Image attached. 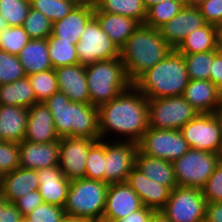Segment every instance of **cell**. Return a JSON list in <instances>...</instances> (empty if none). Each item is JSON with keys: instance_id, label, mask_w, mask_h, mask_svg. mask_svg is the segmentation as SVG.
Here are the masks:
<instances>
[{"instance_id": "1", "label": "cell", "mask_w": 222, "mask_h": 222, "mask_svg": "<svg viewBox=\"0 0 222 222\" xmlns=\"http://www.w3.org/2000/svg\"><path fill=\"white\" fill-rule=\"evenodd\" d=\"M98 119L100 139L138 143L148 128V98L131 84L98 108Z\"/></svg>"}, {"instance_id": "2", "label": "cell", "mask_w": 222, "mask_h": 222, "mask_svg": "<svg viewBox=\"0 0 222 222\" xmlns=\"http://www.w3.org/2000/svg\"><path fill=\"white\" fill-rule=\"evenodd\" d=\"M173 48L159 29L140 25L120 49L128 80L133 84L142 74L163 60Z\"/></svg>"}, {"instance_id": "3", "label": "cell", "mask_w": 222, "mask_h": 222, "mask_svg": "<svg viewBox=\"0 0 222 222\" xmlns=\"http://www.w3.org/2000/svg\"><path fill=\"white\" fill-rule=\"evenodd\" d=\"M44 103L53 116L54 127L59 138L100 139L97 107L90 103L72 102L61 91L55 92Z\"/></svg>"}, {"instance_id": "4", "label": "cell", "mask_w": 222, "mask_h": 222, "mask_svg": "<svg viewBox=\"0 0 222 222\" xmlns=\"http://www.w3.org/2000/svg\"><path fill=\"white\" fill-rule=\"evenodd\" d=\"M189 76L183 55L176 49L142 74L133 85L148 99L182 96Z\"/></svg>"}, {"instance_id": "5", "label": "cell", "mask_w": 222, "mask_h": 222, "mask_svg": "<svg viewBox=\"0 0 222 222\" xmlns=\"http://www.w3.org/2000/svg\"><path fill=\"white\" fill-rule=\"evenodd\" d=\"M90 104L99 108L109 103L132 83L128 80L120 57L85 66Z\"/></svg>"}, {"instance_id": "6", "label": "cell", "mask_w": 222, "mask_h": 222, "mask_svg": "<svg viewBox=\"0 0 222 222\" xmlns=\"http://www.w3.org/2000/svg\"><path fill=\"white\" fill-rule=\"evenodd\" d=\"M108 186L106 182L85 177L70 181L65 214L102 222Z\"/></svg>"}, {"instance_id": "7", "label": "cell", "mask_w": 222, "mask_h": 222, "mask_svg": "<svg viewBox=\"0 0 222 222\" xmlns=\"http://www.w3.org/2000/svg\"><path fill=\"white\" fill-rule=\"evenodd\" d=\"M199 112L182 96L148 99V127L180 130Z\"/></svg>"}, {"instance_id": "8", "label": "cell", "mask_w": 222, "mask_h": 222, "mask_svg": "<svg viewBox=\"0 0 222 222\" xmlns=\"http://www.w3.org/2000/svg\"><path fill=\"white\" fill-rule=\"evenodd\" d=\"M219 162V153L190 148L173 162L177 185L202 189Z\"/></svg>"}, {"instance_id": "9", "label": "cell", "mask_w": 222, "mask_h": 222, "mask_svg": "<svg viewBox=\"0 0 222 222\" xmlns=\"http://www.w3.org/2000/svg\"><path fill=\"white\" fill-rule=\"evenodd\" d=\"M206 203L202 189L177 186L160 212L172 222H204Z\"/></svg>"}, {"instance_id": "10", "label": "cell", "mask_w": 222, "mask_h": 222, "mask_svg": "<svg viewBox=\"0 0 222 222\" xmlns=\"http://www.w3.org/2000/svg\"><path fill=\"white\" fill-rule=\"evenodd\" d=\"M76 51L80 64L84 66L97 61L120 57V49L102 30L95 17L86 25L79 42L76 44Z\"/></svg>"}, {"instance_id": "11", "label": "cell", "mask_w": 222, "mask_h": 222, "mask_svg": "<svg viewBox=\"0 0 222 222\" xmlns=\"http://www.w3.org/2000/svg\"><path fill=\"white\" fill-rule=\"evenodd\" d=\"M138 149L147 156L174 162L190 147L180 130L148 127L138 142Z\"/></svg>"}, {"instance_id": "12", "label": "cell", "mask_w": 222, "mask_h": 222, "mask_svg": "<svg viewBox=\"0 0 222 222\" xmlns=\"http://www.w3.org/2000/svg\"><path fill=\"white\" fill-rule=\"evenodd\" d=\"M180 131L190 148L219 153L222 145V127L215 113H199Z\"/></svg>"}, {"instance_id": "13", "label": "cell", "mask_w": 222, "mask_h": 222, "mask_svg": "<svg viewBox=\"0 0 222 222\" xmlns=\"http://www.w3.org/2000/svg\"><path fill=\"white\" fill-rule=\"evenodd\" d=\"M138 143L134 141L105 140L104 182L124 183L136 166Z\"/></svg>"}, {"instance_id": "14", "label": "cell", "mask_w": 222, "mask_h": 222, "mask_svg": "<svg viewBox=\"0 0 222 222\" xmlns=\"http://www.w3.org/2000/svg\"><path fill=\"white\" fill-rule=\"evenodd\" d=\"M95 141L86 137L60 138L59 168L68 180L85 177L88 151Z\"/></svg>"}, {"instance_id": "15", "label": "cell", "mask_w": 222, "mask_h": 222, "mask_svg": "<svg viewBox=\"0 0 222 222\" xmlns=\"http://www.w3.org/2000/svg\"><path fill=\"white\" fill-rule=\"evenodd\" d=\"M205 24L206 21L198 6L193 1H188L181 11L159 30L165 41L176 49L188 34Z\"/></svg>"}, {"instance_id": "16", "label": "cell", "mask_w": 222, "mask_h": 222, "mask_svg": "<svg viewBox=\"0 0 222 222\" xmlns=\"http://www.w3.org/2000/svg\"><path fill=\"white\" fill-rule=\"evenodd\" d=\"M142 207L140 198L126 182L109 184L102 222H116Z\"/></svg>"}, {"instance_id": "17", "label": "cell", "mask_w": 222, "mask_h": 222, "mask_svg": "<svg viewBox=\"0 0 222 222\" xmlns=\"http://www.w3.org/2000/svg\"><path fill=\"white\" fill-rule=\"evenodd\" d=\"M94 17L93 1H80L71 12L61 20L53 22L52 36L60 41H72L77 44L88 22Z\"/></svg>"}, {"instance_id": "18", "label": "cell", "mask_w": 222, "mask_h": 222, "mask_svg": "<svg viewBox=\"0 0 222 222\" xmlns=\"http://www.w3.org/2000/svg\"><path fill=\"white\" fill-rule=\"evenodd\" d=\"M60 139L48 143L29 142L19 143V167L40 170L47 167L59 166Z\"/></svg>"}, {"instance_id": "19", "label": "cell", "mask_w": 222, "mask_h": 222, "mask_svg": "<svg viewBox=\"0 0 222 222\" xmlns=\"http://www.w3.org/2000/svg\"><path fill=\"white\" fill-rule=\"evenodd\" d=\"M53 116L44 102H36L28 108V119L24 140L48 143L59 140Z\"/></svg>"}, {"instance_id": "20", "label": "cell", "mask_w": 222, "mask_h": 222, "mask_svg": "<svg viewBox=\"0 0 222 222\" xmlns=\"http://www.w3.org/2000/svg\"><path fill=\"white\" fill-rule=\"evenodd\" d=\"M126 183L138 195L143 206L155 211H160L165 206L171 192L168 187L148 179L136 166L128 175Z\"/></svg>"}, {"instance_id": "21", "label": "cell", "mask_w": 222, "mask_h": 222, "mask_svg": "<svg viewBox=\"0 0 222 222\" xmlns=\"http://www.w3.org/2000/svg\"><path fill=\"white\" fill-rule=\"evenodd\" d=\"M59 91L76 103H90L85 66L79 64L55 68Z\"/></svg>"}, {"instance_id": "22", "label": "cell", "mask_w": 222, "mask_h": 222, "mask_svg": "<svg viewBox=\"0 0 222 222\" xmlns=\"http://www.w3.org/2000/svg\"><path fill=\"white\" fill-rule=\"evenodd\" d=\"M39 178L38 191L44 203L64 208L70 187L68 180L59 166L47 167L37 171Z\"/></svg>"}, {"instance_id": "23", "label": "cell", "mask_w": 222, "mask_h": 222, "mask_svg": "<svg viewBox=\"0 0 222 222\" xmlns=\"http://www.w3.org/2000/svg\"><path fill=\"white\" fill-rule=\"evenodd\" d=\"M37 171L18 167L0 177V192L9 203H14L26 194L38 190Z\"/></svg>"}, {"instance_id": "24", "label": "cell", "mask_w": 222, "mask_h": 222, "mask_svg": "<svg viewBox=\"0 0 222 222\" xmlns=\"http://www.w3.org/2000/svg\"><path fill=\"white\" fill-rule=\"evenodd\" d=\"M182 97L199 113H215L222 94L210 80H189Z\"/></svg>"}, {"instance_id": "25", "label": "cell", "mask_w": 222, "mask_h": 222, "mask_svg": "<svg viewBox=\"0 0 222 222\" xmlns=\"http://www.w3.org/2000/svg\"><path fill=\"white\" fill-rule=\"evenodd\" d=\"M28 108L0 105V141L19 144L24 140Z\"/></svg>"}, {"instance_id": "26", "label": "cell", "mask_w": 222, "mask_h": 222, "mask_svg": "<svg viewBox=\"0 0 222 222\" xmlns=\"http://www.w3.org/2000/svg\"><path fill=\"white\" fill-rule=\"evenodd\" d=\"M136 167L151 181L168 187L171 191L177 187L173 162L136 153Z\"/></svg>"}, {"instance_id": "27", "label": "cell", "mask_w": 222, "mask_h": 222, "mask_svg": "<svg viewBox=\"0 0 222 222\" xmlns=\"http://www.w3.org/2000/svg\"><path fill=\"white\" fill-rule=\"evenodd\" d=\"M94 17L100 23L102 30L107 33L111 41L119 49H121L126 40L141 25L138 21L123 15L94 12Z\"/></svg>"}, {"instance_id": "28", "label": "cell", "mask_w": 222, "mask_h": 222, "mask_svg": "<svg viewBox=\"0 0 222 222\" xmlns=\"http://www.w3.org/2000/svg\"><path fill=\"white\" fill-rule=\"evenodd\" d=\"M26 76L53 69L47 39H30L18 55Z\"/></svg>"}, {"instance_id": "29", "label": "cell", "mask_w": 222, "mask_h": 222, "mask_svg": "<svg viewBox=\"0 0 222 222\" xmlns=\"http://www.w3.org/2000/svg\"><path fill=\"white\" fill-rule=\"evenodd\" d=\"M217 48V26L205 24L188 34L176 50L184 54L204 53Z\"/></svg>"}, {"instance_id": "30", "label": "cell", "mask_w": 222, "mask_h": 222, "mask_svg": "<svg viewBox=\"0 0 222 222\" xmlns=\"http://www.w3.org/2000/svg\"><path fill=\"white\" fill-rule=\"evenodd\" d=\"M94 12L123 15L144 25L147 8L143 0H93Z\"/></svg>"}, {"instance_id": "31", "label": "cell", "mask_w": 222, "mask_h": 222, "mask_svg": "<svg viewBox=\"0 0 222 222\" xmlns=\"http://www.w3.org/2000/svg\"><path fill=\"white\" fill-rule=\"evenodd\" d=\"M35 94L28 77L0 85V105L29 108L36 103Z\"/></svg>"}, {"instance_id": "32", "label": "cell", "mask_w": 222, "mask_h": 222, "mask_svg": "<svg viewBox=\"0 0 222 222\" xmlns=\"http://www.w3.org/2000/svg\"><path fill=\"white\" fill-rule=\"evenodd\" d=\"M48 53L53 69L79 64L76 44L72 41H60L59 38L50 35L47 38Z\"/></svg>"}, {"instance_id": "33", "label": "cell", "mask_w": 222, "mask_h": 222, "mask_svg": "<svg viewBox=\"0 0 222 222\" xmlns=\"http://www.w3.org/2000/svg\"><path fill=\"white\" fill-rule=\"evenodd\" d=\"M188 0H167L154 4L147 9L145 26L160 29L171 18L175 17Z\"/></svg>"}, {"instance_id": "34", "label": "cell", "mask_w": 222, "mask_h": 222, "mask_svg": "<svg viewBox=\"0 0 222 222\" xmlns=\"http://www.w3.org/2000/svg\"><path fill=\"white\" fill-rule=\"evenodd\" d=\"M218 51H208L204 53L184 54L186 69L189 79L209 80L213 57Z\"/></svg>"}, {"instance_id": "35", "label": "cell", "mask_w": 222, "mask_h": 222, "mask_svg": "<svg viewBox=\"0 0 222 222\" xmlns=\"http://www.w3.org/2000/svg\"><path fill=\"white\" fill-rule=\"evenodd\" d=\"M80 1L82 0H30V6L53 23L66 17Z\"/></svg>"}, {"instance_id": "36", "label": "cell", "mask_w": 222, "mask_h": 222, "mask_svg": "<svg viewBox=\"0 0 222 222\" xmlns=\"http://www.w3.org/2000/svg\"><path fill=\"white\" fill-rule=\"evenodd\" d=\"M33 88L37 102H44L59 91L54 69L41 71L27 76Z\"/></svg>"}, {"instance_id": "37", "label": "cell", "mask_w": 222, "mask_h": 222, "mask_svg": "<svg viewBox=\"0 0 222 222\" xmlns=\"http://www.w3.org/2000/svg\"><path fill=\"white\" fill-rule=\"evenodd\" d=\"M105 140H96L88 151L85 178L104 182Z\"/></svg>"}, {"instance_id": "38", "label": "cell", "mask_w": 222, "mask_h": 222, "mask_svg": "<svg viewBox=\"0 0 222 222\" xmlns=\"http://www.w3.org/2000/svg\"><path fill=\"white\" fill-rule=\"evenodd\" d=\"M29 41L23 26H8L0 33V50L18 56Z\"/></svg>"}, {"instance_id": "39", "label": "cell", "mask_w": 222, "mask_h": 222, "mask_svg": "<svg viewBox=\"0 0 222 222\" xmlns=\"http://www.w3.org/2000/svg\"><path fill=\"white\" fill-rule=\"evenodd\" d=\"M52 21L41 12L30 8L23 28L30 39H47L52 33Z\"/></svg>"}, {"instance_id": "40", "label": "cell", "mask_w": 222, "mask_h": 222, "mask_svg": "<svg viewBox=\"0 0 222 222\" xmlns=\"http://www.w3.org/2000/svg\"><path fill=\"white\" fill-rule=\"evenodd\" d=\"M30 8V0H0V14L8 26H23Z\"/></svg>"}, {"instance_id": "41", "label": "cell", "mask_w": 222, "mask_h": 222, "mask_svg": "<svg viewBox=\"0 0 222 222\" xmlns=\"http://www.w3.org/2000/svg\"><path fill=\"white\" fill-rule=\"evenodd\" d=\"M26 77L24 68L16 55L0 50V85Z\"/></svg>"}, {"instance_id": "42", "label": "cell", "mask_w": 222, "mask_h": 222, "mask_svg": "<svg viewBox=\"0 0 222 222\" xmlns=\"http://www.w3.org/2000/svg\"><path fill=\"white\" fill-rule=\"evenodd\" d=\"M19 164V144L0 141V177L18 168Z\"/></svg>"}, {"instance_id": "43", "label": "cell", "mask_w": 222, "mask_h": 222, "mask_svg": "<svg viewBox=\"0 0 222 222\" xmlns=\"http://www.w3.org/2000/svg\"><path fill=\"white\" fill-rule=\"evenodd\" d=\"M65 215L64 208L43 203L36 207L27 218L31 222H61Z\"/></svg>"}, {"instance_id": "44", "label": "cell", "mask_w": 222, "mask_h": 222, "mask_svg": "<svg viewBox=\"0 0 222 222\" xmlns=\"http://www.w3.org/2000/svg\"><path fill=\"white\" fill-rule=\"evenodd\" d=\"M206 202H222V161H220L212 175L202 188Z\"/></svg>"}, {"instance_id": "45", "label": "cell", "mask_w": 222, "mask_h": 222, "mask_svg": "<svg viewBox=\"0 0 222 222\" xmlns=\"http://www.w3.org/2000/svg\"><path fill=\"white\" fill-rule=\"evenodd\" d=\"M207 24L222 25V0H195Z\"/></svg>"}, {"instance_id": "46", "label": "cell", "mask_w": 222, "mask_h": 222, "mask_svg": "<svg viewBox=\"0 0 222 222\" xmlns=\"http://www.w3.org/2000/svg\"><path fill=\"white\" fill-rule=\"evenodd\" d=\"M43 198L38 190L32 191L16 200L13 204L21 213L22 217H27L36 207L43 204Z\"/></svg>"}, {"instance_id": "47", "label": "cell", "mask_w": 222, "mask_h": 222, "mask_svg": "<svg viewBox=\"0 0 222 222\" xmlns=\"http://www.w3.org/2000/svg\"><path fill=\"white\" fill-rule=\"evenodd\" d=\"M209 80L222 94V52H217L213 57Z\"/></svg>"}, {"instance_id": "48", "label": "cell", "mask_w": 222, "mask_h": 222, "mask_svg": "<svg viewBox=\"0 0 222 222\" xmlns=\"http://www.w3.org/2000/svg\"><path fill=\"white\" fill-rule=\"evenodd\" d=\"M154 212L155 210L149 207L143 206L138 211L130 213L126 217L120 220H117L116 222H149Z\"/></svg>"}, {"instance_id": "49", "label": "cell", "mask_w": 222, "mask_h": 222, "mask_svg": "<svg viewBox=\"0 0 222 222\" xmlns=\"http://www.w3.org/2000/svg\"><path fill=\"white\" fill-rule=\"evenodd\" d=\"M204 222H222V202L206 203Z\"/></svg>"}, {"instance_id": "50", "label": "cell", "mask_w": 222, "mask_h": 222, "mask_svg": "<svg viewBox=\"0 0 222 222\" xmlns=\"http://www.w3.org/2000/svg\"><path fill=\"white\" fill-rule=\"evenodd\" d=\"M21 219L22 215L13 203H9L1 211L0 222H19Z\"/></svg>"}, {"instance_id": "51", "label": "cell", "mask_w": 222, "mask_h": 222, "mask_svg": "<svg viewBox=\"0 0 222 222\" xmlns=\"http://www.w3.org/2000/svg\"><path fill=\"white\" fill-rule=\"evenodd\" d=\"M61 222H93L89 218L65 215Z\"/></svg>"}, {"instance_id": "52", "label": "cell", "mask_w": 222, "mask_h": 222, "mask_svg": "<svg viewBox=\"0 0 222 222\" xmlns=\"http://www.w3.org/2000/svg\"><path fill=\"white\" fill-rule=\"evenodd\" d=\"M149 222H172L162 212L155 211Z\"/></svg>"}, {"instance_id": "53", "label": "cell", "mask_w": 222, "mask_h": 222, "mask_svg": "<svg viewBox=\"0 0 222 222\" xmlns=\"http://www.w3.org/2000/svg\"><path fill=\"white\" fill-rule=\"evenodd\" d=\"M218 52H222V25L217 26V48Z\"/></svg>"}, {"instance_id": "54", "label": "cell", "mask_w": 222, "mask_h": 222, "mask_svg": "<svg viewBox=\"0 0 222 222\" xmlns=\"http://www.w3.org/2000/svg\"><path fill=\"white\" fill-rule=\"evenodd\" d=\"M167 0H143L145 7L148 9L154 4H158L159 2H164Z\"/></svg>"}, {"instance_id": "55", "label": "cell", "mask_w": 222, "mask_h": 222, "mask_svg": "<svg viewBox=\"0 0 222 222\" xmlns=\"http://www.w3.org/2000/svg\"><path fill=\"white\" fill-rule=\"evenodd\" d=\"M9 204V202L5 199V197L0 192V215L1 211Z\"/></svg>"}, {"instance_id": "56", "label": "cell", "mask_w": 222, "mask_h": 222, "mask_svg": "<svg viewBox=\"0 0 222 222\" xmlns=\"http://www.w3.org/2000/svg\"><path fill=\"white\" fill-rule=\"evenodd\" d=\"M215 114L219 118L220 123H221V127H222V98H221V102H220L219 107L216 110Z\"/></svg>"}, {"instance_id": "57", "label": "cell", "mask_w": 222, "mask_h": 222, "mask_svg": "<svg viewBox=\"0 0 222 222\" xmlns=\"http://www.w3.org/2000/svg\"><path fill=\"white\" fill-rule=\"evenodd\" d=\"M7 27H8V24H7L6 20L0 14V33Z\"/></svg>"}, {"instance_id": "58", "label": "cell", "mask_w": 222, "mask_h": 222, "mask_svg": "<svg viewBox=\"0 0 222 222\" xmlns=\"http://www.w3.org/2000/svg\"><path fill=\"white\" fill-rule=\"evenodd\" d=\"M19 222H31L27 217H22Z\"/></svg>"}, {"instance_id": "59", "label": "cell", "mask_w": 222, "mask_h": 222, "mask_svg": "<svg viewBox=\"0 0 222 222\" xmlns=\"http://www.w3.org/2000/svg\"><path fill=\"white\" fill-rule=\"evenodd\" d=\"M219 157H220V161H222V145H221V148H220V151H219Z\"/></svg>"}]
</instances>
